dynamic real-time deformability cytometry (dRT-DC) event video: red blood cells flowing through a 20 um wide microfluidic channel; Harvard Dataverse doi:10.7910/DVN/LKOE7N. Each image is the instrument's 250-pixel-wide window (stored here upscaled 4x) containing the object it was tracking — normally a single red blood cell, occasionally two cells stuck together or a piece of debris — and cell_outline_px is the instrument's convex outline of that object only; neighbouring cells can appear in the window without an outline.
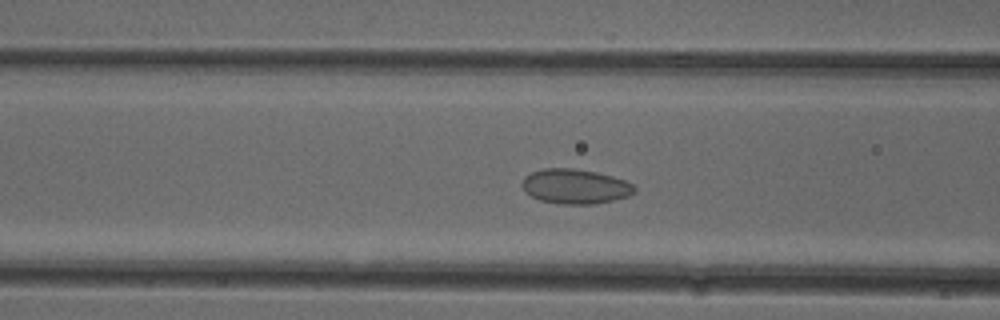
{"species": "common noctule bat (a hibernating species)", "species_latin": "Nyctalus noctula", "temperature_condition": "cold", "stored_images_in_passage": 45, "camera_frame_rate_fps": 3000, "um_per_image_px": 0.085, "animal": {"sex": "female"}, "frame": {"image": 1, "passage_image": 14, "time_ms": 4.333, "image_size_px": [1000, 320], "cell_outline_px": [[636, 192], [628, 196], [596, 204], [560, 204], [540, 200], [524, 192], [520, 184], [524, 176], [532, 172], [544, 168], [572, 168], [596, 172], [612, 176], [624, 180], [632, 184], [636, 188]], "centroid_in_image_um": [48.86, 15.84], "position_along_channel_um": 117.7, "area_um2": 22.89}}
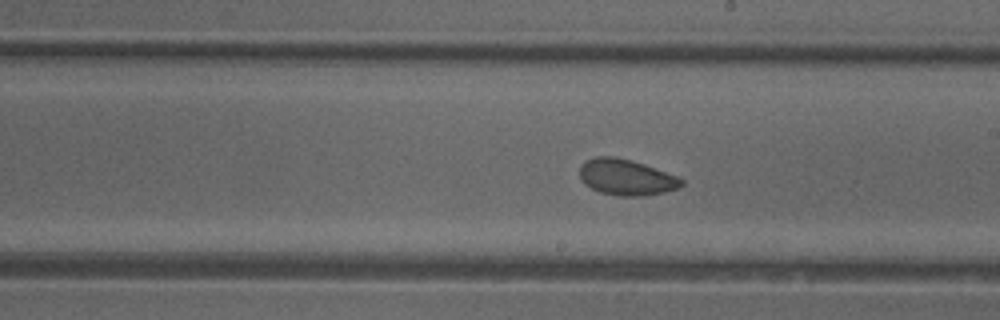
{"frame": {"image": 2, "passage_image": 23, "time_ms": 7.333, "image_size_px": [1000, 320], "cell_outline_px": [[684, 184], [676, 188], [664, 192], [644, 196], [620, 196], [600, 192], [584, 184], [580, 180], [580, 164], [584, 160], [596, 156], [616, 156], [644, 164], [676, 176], [684, 180]], "centroid_in_image_um": [53.19, 15.06], "position_along_channel_um": 235.8, "area_um2": 21.39}}
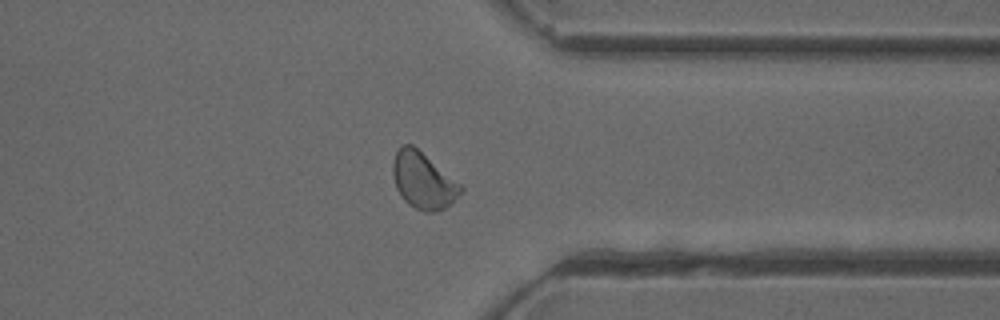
{"frame": {"image": 3, "passage_image": 34, "time_ms": 11.0, "image_size_px": [1000, 320], "cell_outline_px": [[464, 188], [444, 208], [436, 212], [424, 212], [408, 204], [404, 200], [396, 188], [392, 176], [392, 164], [396, 152], [400, 144], [412, 144], [460, 184]], "centroid_in_image_um": [35.91, 15.33], "position_along_channel_um": 375.5, "area_um2": 21.91}, "authors_computed_cell_mechanics": {"area_um2": 21.7328, "velocity_mm_per_s": 3.9375, "shape_relaxation_time_tau1_ms": 5.7218, "shape_relaxation_time_tau2_ms": 3.8668, "deformation_change_tau1": 0.0619, "deformation_change_tau2": 0.0708}}